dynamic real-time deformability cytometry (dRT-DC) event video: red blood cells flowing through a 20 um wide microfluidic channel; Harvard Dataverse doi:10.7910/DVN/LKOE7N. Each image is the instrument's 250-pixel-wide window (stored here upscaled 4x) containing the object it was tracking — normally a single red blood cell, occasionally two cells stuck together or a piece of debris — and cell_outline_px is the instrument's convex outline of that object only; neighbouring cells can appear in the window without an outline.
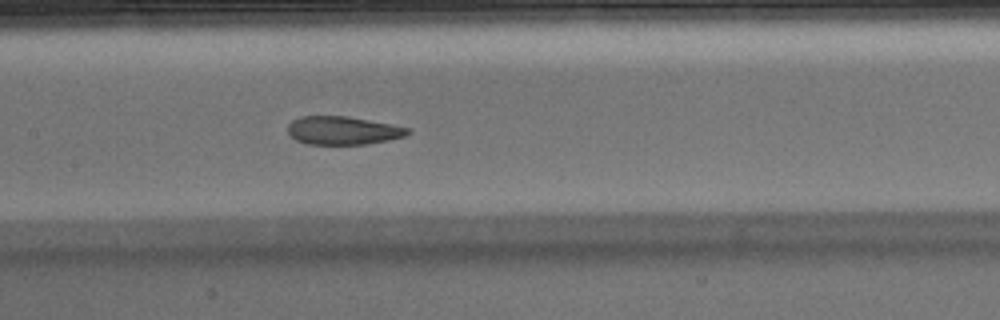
{"species": "Egyptian fruit bat (a non-hibernating species)", "species_latin": "Rousettus aegyptiacus", "temperature_condition": "warm", "stored_images_in_passage": 48, "camera_frame_rate_fps": 3000, "um_per_image_px": 0.085, "animal": {"sex": "male"}, "frame": {"image": 1, "passage_image": 21, "time_ms": 6.667, "image_size_px": [1000, 320], "cell_outline_px": [[412, 132], [404, 136], [388, 140], [364, 144], [308, 144], [296, 140], [288, 132], [288, 124], [292, 120], [300, 116], [348, 116], [392, 124], [408, 128]], "centroid_in_image_um": [29.14, 11.08], "position_along_channel_um": 178.3, "area_um2": 19.71}, "authors_computed_cell_mechanics": {"area_um2": 21.5594, "velocity_mm_per_s": 3.9153, "shape_relaxation_time_tau1_ms": null, "shape_relaxation_time_tau2_ms": 1.3207, "deformation_change_tau1": null, "deformation_change_tau2": 0.0795}}